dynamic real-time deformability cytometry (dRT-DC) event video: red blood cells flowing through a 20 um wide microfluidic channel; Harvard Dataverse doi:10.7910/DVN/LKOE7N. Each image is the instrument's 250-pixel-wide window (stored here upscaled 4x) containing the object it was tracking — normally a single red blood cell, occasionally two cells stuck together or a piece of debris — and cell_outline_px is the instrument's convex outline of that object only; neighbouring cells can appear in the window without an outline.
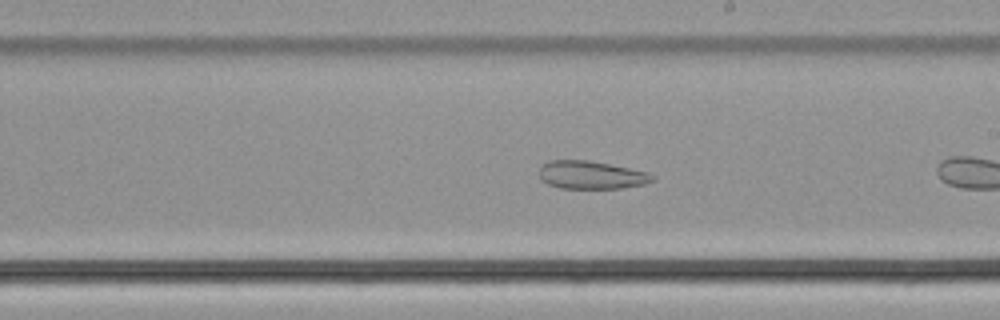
{"species": "common noctule bat (a hibernating species)", "species_latin": "Nyctalus noctula", "temperature_condition": "cold", "stored_images_in_passage": 19, "camera_frame_rate_fps": 3000, "um_per_image_px": 0.085, "animal": {"sex": "male", "body_mass_g": 21.5, "forearm_length_mm": 52.0}, "frame": {"image": 1, "passage_image": 14, "time_ms": 4.333, "image_size_px": [1000, 320], "cell_outline_px": [[656, 180], [644, 184], [620, 188], [560, 188], [548, 184], [540, 180], [540, 164], [548, 160], [588, 160], [648, 172], [656, 176]], "centroid_in_image_um": [50.24, 14.87], "position_along_channel_um": 238.8, "area_um2": 18.55}}